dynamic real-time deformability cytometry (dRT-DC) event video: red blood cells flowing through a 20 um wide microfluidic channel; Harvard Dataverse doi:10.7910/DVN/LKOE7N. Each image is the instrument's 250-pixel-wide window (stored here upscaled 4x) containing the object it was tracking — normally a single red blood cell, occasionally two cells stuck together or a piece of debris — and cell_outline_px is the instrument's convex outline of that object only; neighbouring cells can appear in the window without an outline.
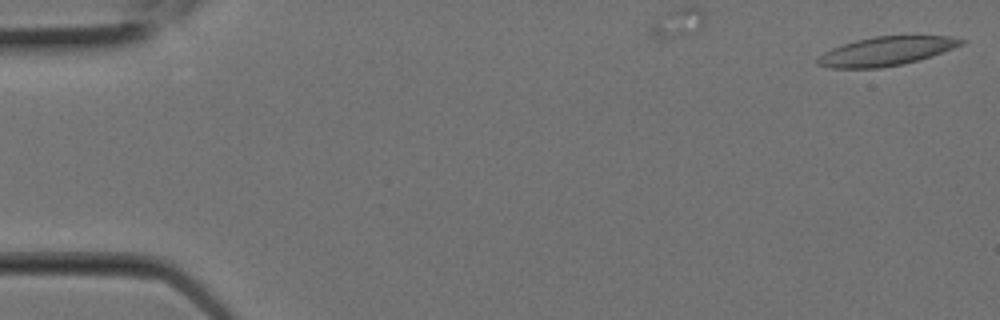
{"species": "Egyptian fruit bat (a non-hibernating species)", "species_latin": "Rousettus aegyptiacus", "temperature_condition": "room temperature", "stored_images_in_passage": 6, "camera_frame_rate_fps": 3000, "um_per_image_px": 0.085, "animal": {"sex": "female"}, "frame": {"image": 1, "passage_image": 1, "time_ms": 0.0, "image_size_px": [1000, 320], "cell_outline_px": [[968, 40], [964, 44], [932, 56], [900, 64], [880, 68], [828, 68], [816, 64], [816, 60], [824, 52], [832, 48], [856, 40], [876, 36], [948, 36]], "centroid_in_image_um": [75.32, 4.35], "position_along_channel_um": 9.7, "area_um2": 23.99}}